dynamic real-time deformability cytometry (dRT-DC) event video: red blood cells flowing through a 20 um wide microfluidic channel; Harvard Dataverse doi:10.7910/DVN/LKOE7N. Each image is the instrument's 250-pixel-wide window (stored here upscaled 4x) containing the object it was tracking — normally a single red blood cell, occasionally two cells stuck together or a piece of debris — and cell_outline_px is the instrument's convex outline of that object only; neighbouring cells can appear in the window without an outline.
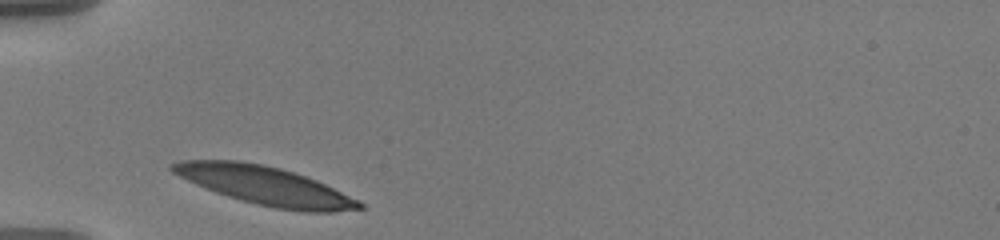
{"species": "human", "species_latin": "Homo sapiens", "temperature_condition": "warm", "stored_images_in_passage": 28, "camera_frame_rate_fps": 3000, "um_per_image_px": 0.085, "donor": {"sex": "male"}, "frame": {"image": 1, "passage_image": 1, "time_ms": 0.0, "image_size_px": [1000, 240], "cell_outline_px": [[364, 208], [332, 212], [304, 212], [276, 208], [256, 204], [240, 200], [216, 192], [196, 184], [172, 172], [168, 168], [168, 164], [180, 160], [240, 160], [264, 164], [280, 168], [316, 180], [360, 200], [364, 204]], "centroid_in_image_um": [22.53, 15.77], "position_along_channel_um": 62.5, "area_um2": 41.79}}
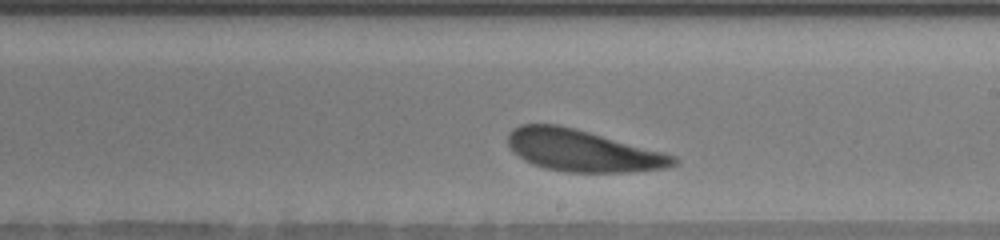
{"frame": {"image": 2, "passage_image": 14, "time_ms": 4.333, "image_size_px": [1000, 240], "cell_outline_px": [[680, 160], [676, 164], [664, 168], [628, 172], [568, 172], [544, 168], [532, 164], [524, 160], [508, 144], [508, 132], [512, 128], [520, 124], [556, 124], [588, 132], [664, 152], [676, 156]], "centroid_in_image_um": [49.52, 12.81], "position_along_channel_um": 239.5, "area_um2": 39.88}}
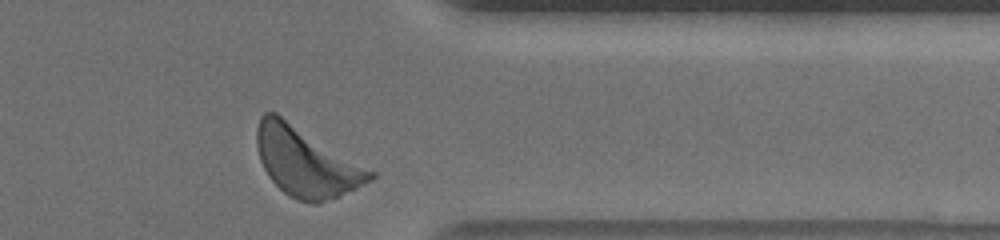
{"frame": {"image": 3, "passage_image": 27, "time_ms": 8.667, "image_size_px": [1000, 240], "cell_outline_px": [[376, 176], [356, 188], [316, 204], [312, 204], [296, 200], [288, 196], [268, 176], [260, 160], [256, 144], [256, 128], [260, 116], [264, 112], [276, 112], [376, 172]], "centroid_in_image_um": [25.98, 13.74], "position_along_channel_um": 385.4, "area_um2": 45.49}, "authors_computed_cell_mechanics": {"area_um2": 40.9513, "velocity_mm_per_s": 3.4768, "shape_relaxation_time_tau1_ms": 1.13, "shape_relaxation_time_tau2_ms": 4.0463, "deformation_change_tau1": 0.0909, "deformation_change_tau2": 0.1342}}